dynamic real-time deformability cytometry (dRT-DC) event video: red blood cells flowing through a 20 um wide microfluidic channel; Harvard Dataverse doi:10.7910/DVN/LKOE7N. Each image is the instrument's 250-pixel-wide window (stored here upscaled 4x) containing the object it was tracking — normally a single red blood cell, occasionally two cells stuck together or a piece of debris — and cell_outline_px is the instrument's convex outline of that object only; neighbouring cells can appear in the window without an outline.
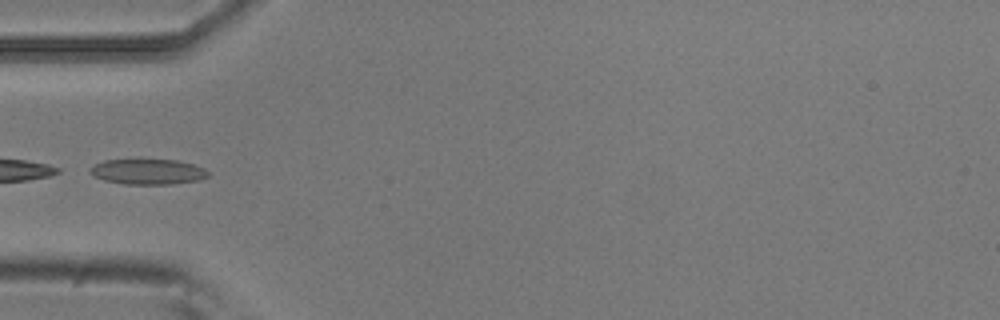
{"species": "common noctule bat (a hibernating species)", "species_latin": "Nyctalus noctula", "temperature_condition": "room temperature", "stored_images_in_passage": 4, "camera_frame_rate_fps": 3000, "um_per_image_px": 0.085, "animal": {"sex": "male", "body_mass_g": 20.5, "forearm_length_mm": 52.5}, "frame": {"image": 1, "passage_image": 3, "time_ms": 0.667, "image_size_px": [1000, 320], "cell_outline_px": [[208, 176], [200, 180], [172, 184], [124, 184], [104, 180], [92, 176], [88, 172], [88, 168], [104, 160], [176, 160], [192, 164], [204, 168], [208, 172]], "centroid_in_image_um": [12.53, 14.6], "position_along_channel_um": 72.5, "area_um2": 17.46}}
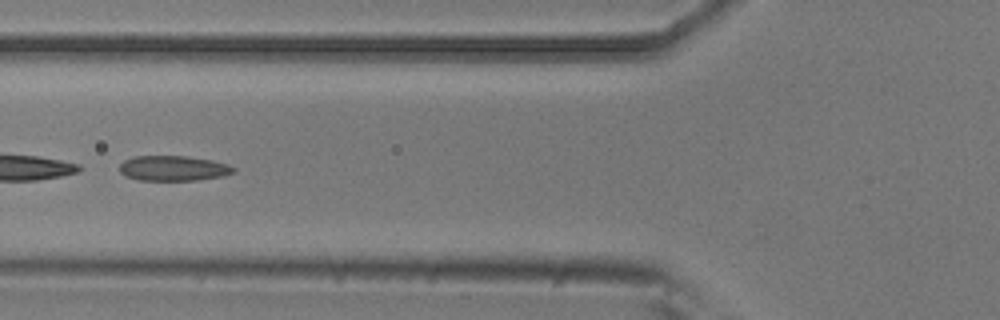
{"frame": {"image": 2, "passage_image": 4, "time_ms": 1.0, "image_size_px": [1000, 320], "cell_outline_px": [[236, 172], [224, 176], [200, 180], [140, 180], [124, 176], [120, 172], [120, 164], [124, 160], [136, 156], [188, 156], [212, 160], [228, 164], [236, 168]], "centroid_in_image_um": [14.77, 14.3], "position_along_channel_um": 111.0, "area_um2": 16.88}}